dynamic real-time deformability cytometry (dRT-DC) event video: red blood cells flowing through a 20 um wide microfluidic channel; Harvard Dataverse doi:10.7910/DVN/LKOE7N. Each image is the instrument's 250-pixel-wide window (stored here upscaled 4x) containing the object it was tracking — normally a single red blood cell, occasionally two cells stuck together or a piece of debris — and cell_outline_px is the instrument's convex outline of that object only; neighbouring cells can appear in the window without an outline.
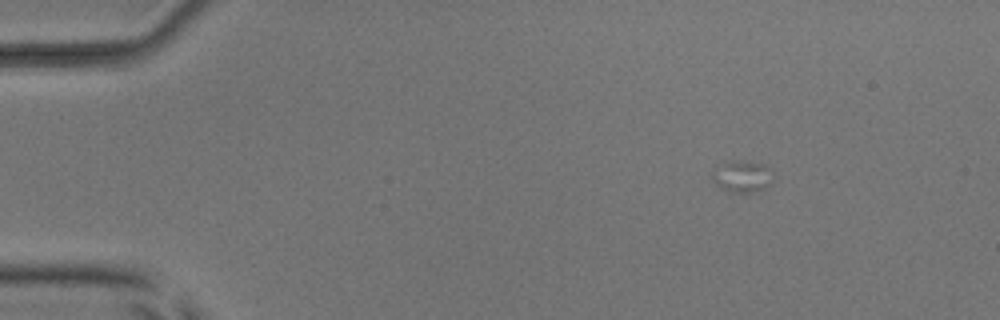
{"species": "common noctule bat (a hibernating species)", "species_latin": "Nyctalus noctula", "temperature_condition": "room temperature", "stored_images_in_passage": 3, "camera_frame_rate_fps": 3000, "um_per_image_px": 0.085, "animal": {"sex": "male", "body_mass_g": 17.9, "forearm_length_mm": 54.2}, "frame": {"image": 1, "passage_image": 1, "time_ms": 0.0, "image_size_px": [1000, 320], "cell_outline_px": [[772, 168], [768, 184], [764, 188], [748, 192], [732, 192], [724, 188], [712, 180], [712, 172], [724, 164], [736, 160], [764, 164]], "centroid_in_image_um": [63.1, 14.98], "position_along_channel_um": 21.9, "area_um2": 10.58}}